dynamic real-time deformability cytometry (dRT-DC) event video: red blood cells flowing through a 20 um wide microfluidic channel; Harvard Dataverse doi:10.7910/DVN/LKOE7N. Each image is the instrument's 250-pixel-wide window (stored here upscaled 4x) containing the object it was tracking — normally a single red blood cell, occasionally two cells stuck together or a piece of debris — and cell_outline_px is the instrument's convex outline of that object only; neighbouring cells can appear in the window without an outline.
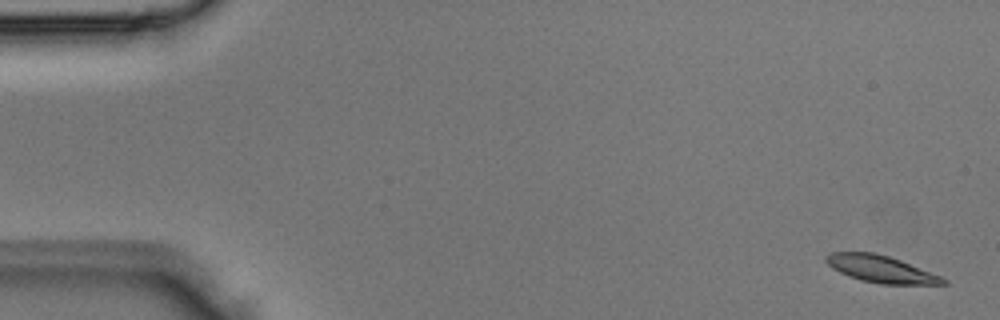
{"species": "Egyptian fruit bat (a non-hibernating species)", "species_latin": "Rousettus aegyptiacus", "temperature_condition": "room temperature", "stored_images_in_passage": 5, "camera_frame_rate_fps": 3000, "um_per_image_px": 0.085, "animal": {"sex": "male"}, "frame": {"image": 1, "passage_image": 1, "time_ms": 0.0, "image_size_px": [1000, 320], "cell_outline_px": [[948, 284], [880, 284], [860, 280], [848, 276], [832, 268], [824, 260], [824, 256], [832, 252], [876, 252], [900, 260], [940, 276], [948, 280]], "centroid_in_image_um": [74.84, 22.86], "position_along_channel_um": 10.2, "area_um2": 18.38}}
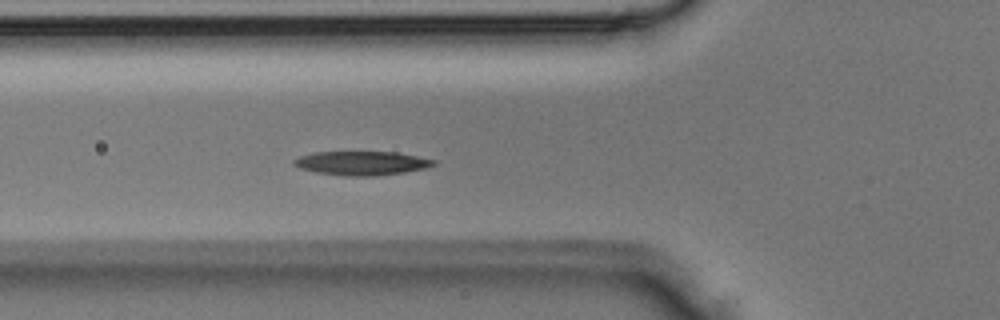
{"frame": {"image": 2, "passage_image": 5, "time_ms": 1.333, "image_size_px": [1000, 320], "cell_outline_px": [[436, 164], [424, 168], [404, 172], [376, 176], [344, 176], [316, 172], [300, 168], [292, 164], [292, 160], [300, 156], [316, 152], [396, 152], [436, 160]], "centroid_in_image_um": [30.72, 13.87], "position_along_channel_um": 95.1, "area_um2": 19.42}}